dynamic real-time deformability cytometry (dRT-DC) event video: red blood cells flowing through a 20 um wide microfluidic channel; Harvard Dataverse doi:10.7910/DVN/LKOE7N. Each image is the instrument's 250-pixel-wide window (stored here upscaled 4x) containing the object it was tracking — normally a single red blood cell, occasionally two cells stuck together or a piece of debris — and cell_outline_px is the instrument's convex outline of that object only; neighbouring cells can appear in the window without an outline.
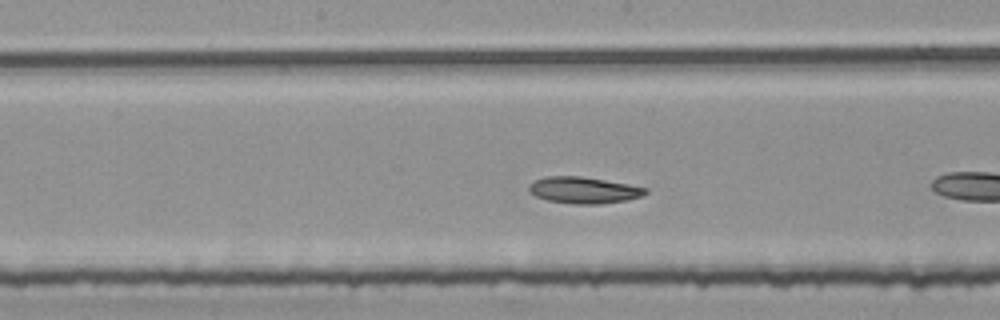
{"species": "common noctule bat (a hibernating species)", "species_latin": "Nyctalus noctula", "temperature_condition": "room temperature", "stored_images_in_passage": 17, "camera_frame_rate_fps": 3000, "um_per_image_px": 0.085, "animal": {"sex": "female", "body_mass_g": 25.1}, "frame": {"image": 1, "passage_image": 12, "time_ms": 3.667, "image_size_px": [1000, 320], "cell_outline_px": [[648, 192], [640, 196], [628, 200], [600, 204], [572, 204], [548, 200], [536, 196], [528, 192], [528, 184], [544, 176], [580, 176], [628, 184], [648, 188]], "centroid_in_image_um": [49.59, 16.16], "position_along_channel_um": 198.6, "area_um2": 18.03}}
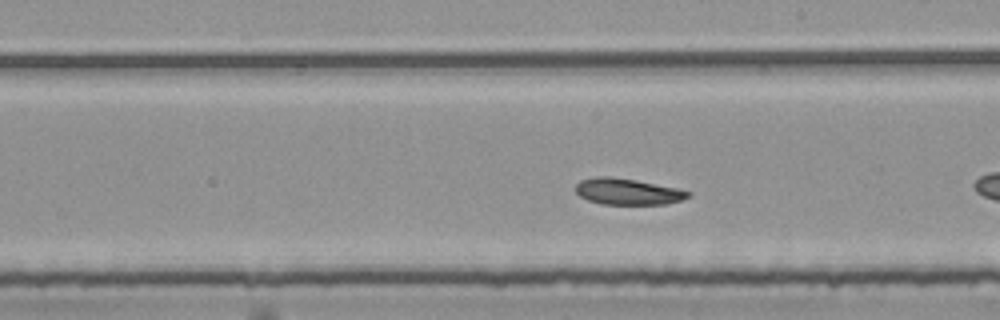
{"frame": {"image": 2, "passage_image": 15, "time_ms": 4.667, "image_size_px": [1000, 320], "cell_outline_px": [[692, 196], [680, 200], [664, 204], [600, 204], [588, 200], [580, 196], [576, 192], [576, 184], [580, 180], [596, 176], [612, 176], [636, 180], [676, 188], [692, 192]], "centroid_in_image_um": [53.33, 16.28], "position_along_channel_um": 235.7, "area_um2": 17.22}}